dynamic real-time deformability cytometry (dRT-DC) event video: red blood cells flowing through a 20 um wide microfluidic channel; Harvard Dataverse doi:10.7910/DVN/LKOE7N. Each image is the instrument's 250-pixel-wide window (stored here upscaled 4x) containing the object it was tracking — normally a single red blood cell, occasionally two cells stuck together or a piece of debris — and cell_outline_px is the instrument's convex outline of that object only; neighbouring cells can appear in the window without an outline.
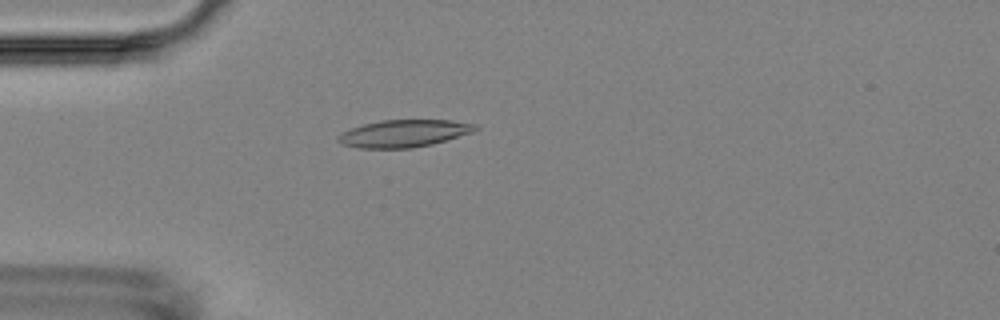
{"species": "Egyptian fruit bat (a non-hibernating species)", "species_latin": "Rousettus aegyptiacus", "temperature_condition": "room temperature", "stored_images_in_passage": 5, "camera_frame_rate_fps": 3000, "um_per_image_px": 0.085, "animal": {"sex": "female"}, "frame": {"image": 1, "passage_image": 5, "time_ms": 4.667, "image_size_px": [1000, 320], "cell_outline_px": [[480, 128], [472, 132], [432, 144], [412, 148], [360, 148], [344, 144], [336, 140], [336, 136], [340, 132], [364, 124], [380, 120], [452, 120], [476, 124]], "centroid_in_image_um": [34.32, 11.33], "position_along_channel_um": 50.7, "area_um2": 21.79}}